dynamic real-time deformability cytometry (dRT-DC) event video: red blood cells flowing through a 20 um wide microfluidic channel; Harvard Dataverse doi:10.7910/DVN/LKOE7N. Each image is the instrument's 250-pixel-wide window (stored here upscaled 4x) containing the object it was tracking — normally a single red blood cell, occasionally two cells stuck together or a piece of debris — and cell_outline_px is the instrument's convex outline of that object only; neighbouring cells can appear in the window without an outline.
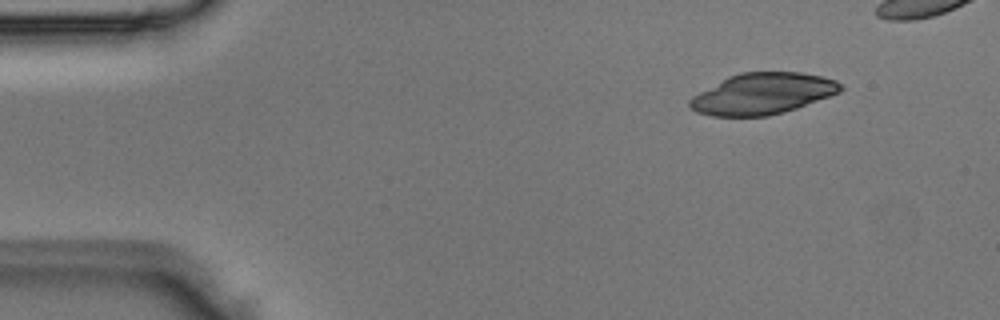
{"species": "Egyptian fruit bat (a non-hibernating species)", "species_latin": "Rousettus aegyptiacus", "temperature_condition": "room temperature", "stored_images_in_passage": 5, "camera_frame_rate_fps": 3000, "um_per_image_px": 0.085, "animal": {"sex": "male"}, "frame": {"image": 1, "passage_image": 2, "time_ms": 0.333, "image_size_px": [1000, 320], "cell_outline_px": [[844, 88], [840, 92], [796, 108], [784, 112], [768, 116], [712, 116], [696, 112], [688, 108], [688, 100], [692, 96], [728, 76], [740, 72], [800, 72], [820, 76], [836, 80]], "centroid_in_image_um": [64.78, 7.97], "position_along_channel_um": 20.2, "area_um2": 36.18}}